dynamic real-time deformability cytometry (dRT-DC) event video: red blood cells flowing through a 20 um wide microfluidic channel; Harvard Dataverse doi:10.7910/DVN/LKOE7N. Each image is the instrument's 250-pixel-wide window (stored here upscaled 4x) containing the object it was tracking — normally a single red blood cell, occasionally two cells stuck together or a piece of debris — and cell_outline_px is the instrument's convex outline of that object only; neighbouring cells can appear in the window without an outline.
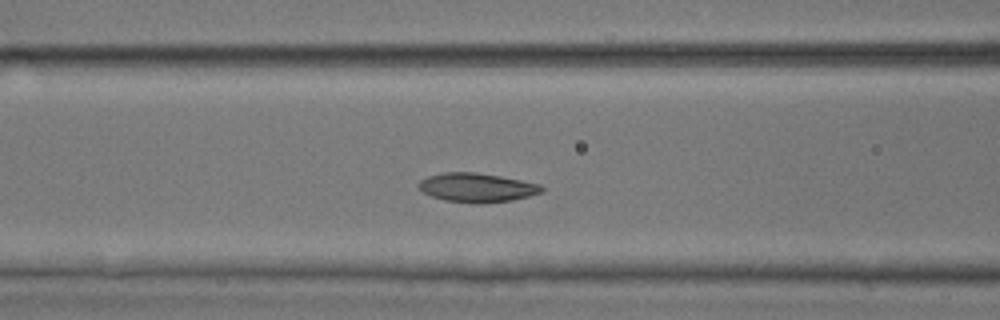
{"species": "common noctule bat (a hibernating species)", "species_latin": "Nyctalus noctula", "temperature_condition": "room temperature", "stored_images_in_passage": 46, "camera_frame_rate_fps": 3000, "um_per_image_px": 0.085, "animal": {"sex": "male", "body_mass_g": 17.9, "forearm_length_mm": 54.2}, "frame": {"image": 1, "passage_image": 16, "time_ms": 5.0, "image_size_px": [1000, 320], "cell_outline_px": [[544, 192], [512, 200], [480, 204], [476, 204], [444, 200], [432, 196], [424, 192], [420, 188], [420, 180], [428, 176], [444, 172], [472, 172], [500, 176], [540, 184], [544, 188]], "centroid_in_image_um": [40.56, 15.95], "position_along_channel_um": 126.0, "area_um2": 20.69}}
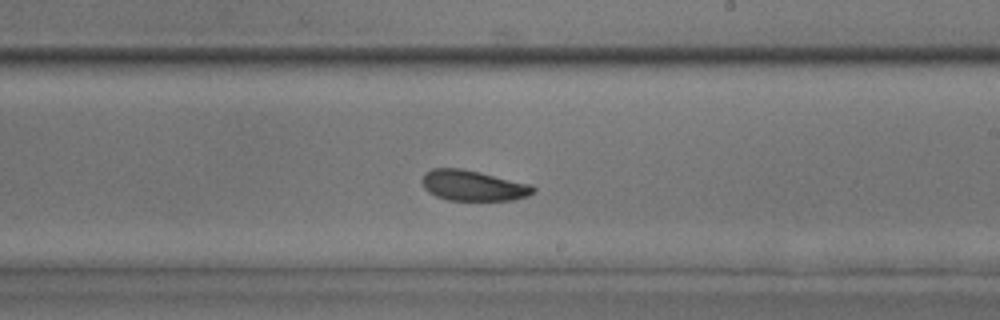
{"frame": {"image": 2, "passage_image": 25, "time_ms": 8.0, "image_size_px": [1000, 320], "cell_outline_px": [[536, 192], [528, 196], [512, 200], [448, 200], [436, 196], [428, 192], [424, 188], [424, 172], [432, 168], [460, 168], [480, 172], [532, 184], [536, 188]], "centroid_in_image_um": [40.26, 15.77], "position_along_channel_um": 248.7, "area_um2": 19.83}}
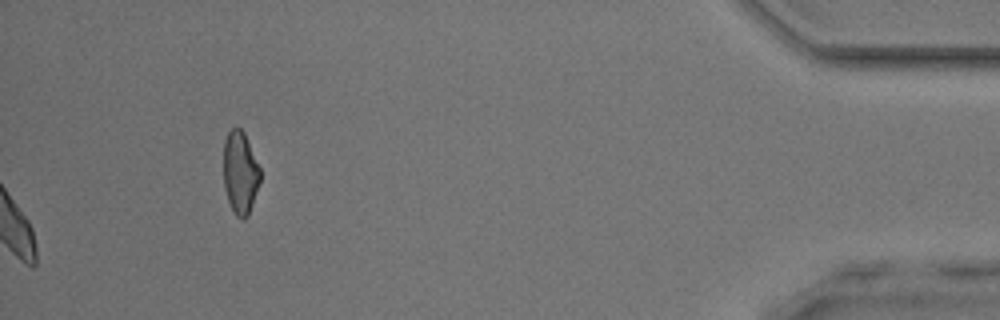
{"frame": {"image": 3, "passage_image": 46, "time_ms": 15.0, "image_size_px": [1000, 320], "cell_outline_px": [[260, 180], [248, 216], [244, 220], [236, 216], [228, 200], [224, 188], [224, 140], [228, 132], [232, 128], [240, 128], [244, 132], [260, 168]], "centroid_in_image_um": [20.41, 14.67], "position_along_channel_um": 414.8, "area_um2": 17.51}, "authors_computed_cell_mechanics": {"area_um2": 20.1722, "velocity_mm_per_s": 4.1164, "shape_relaxation_time_tau1_ms": 2.0468, "shape_relaxation_time_tau2_ms": 4.5454, "deformation_change_tau1": 0.0616, "deformation_change_tau2": 0.0974}}